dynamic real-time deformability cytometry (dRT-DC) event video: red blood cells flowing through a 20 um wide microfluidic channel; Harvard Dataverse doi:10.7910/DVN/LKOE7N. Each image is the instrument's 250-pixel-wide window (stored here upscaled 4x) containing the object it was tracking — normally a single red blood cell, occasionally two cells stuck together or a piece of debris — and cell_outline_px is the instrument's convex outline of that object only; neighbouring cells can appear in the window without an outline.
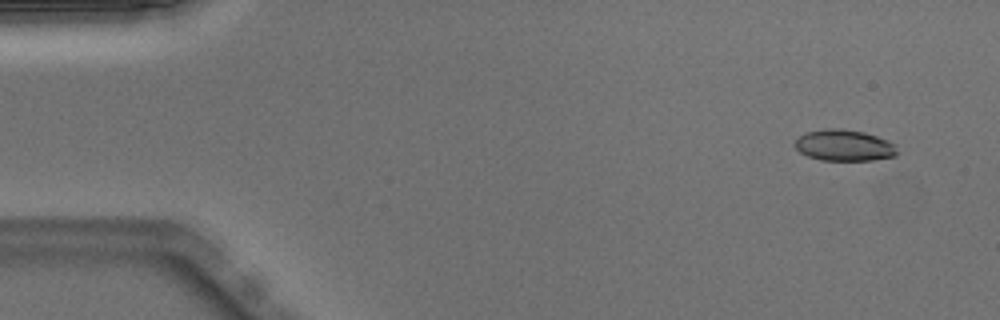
{"species": "Egyptian fruit bat (a non-hibernating species)", "species_latin": "Rousettus aegyptiacus", "temperature_condition": "warm", "stored_images_in_passage": 48, "camera_frame_rate_fps": 3000, "um_per_image_px": 0.085, "animal": {"sex": "male"}, "frame": {"image": 1, "passage_image": 1, "time_ms": 0.0, "image_size_px": [1000, 320], "cell_outline_px": [[896, 156], [872, 160], [820, 160], [808, 156], [800, 152], [792, 144], [800, 136], [808, 132], [824, 128], [840, 128], [864, 132], [888, 140], [896, 144]], "centroid_in_image_um": [71.75, 12.35], "position_along_channel_um": 13.2, "area_um2": 18.67}}
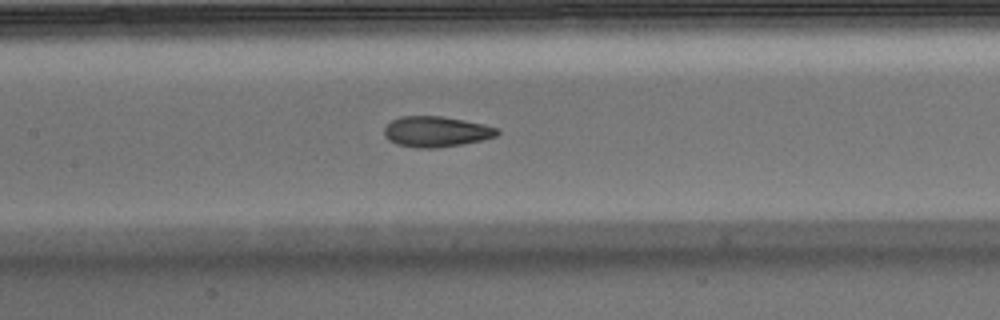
{"frame": {"image": 2, "passage_image": 21, "time_ms": 6.667, "image_size_px": [1000, 320], "cell_outline_px": [[500, 132], [496, 136], [480, 140], [440, 148], [416, 148], [396, 144], [388, 140], [384, 136], [384, 128], [392, 120], [400, 116], [444, 116], [484, 124], [500, 128]], "centroid_in_image_um": [37.06, 11.18], "position_along_channel_um": 170.3, "area_um2": 20.29}}
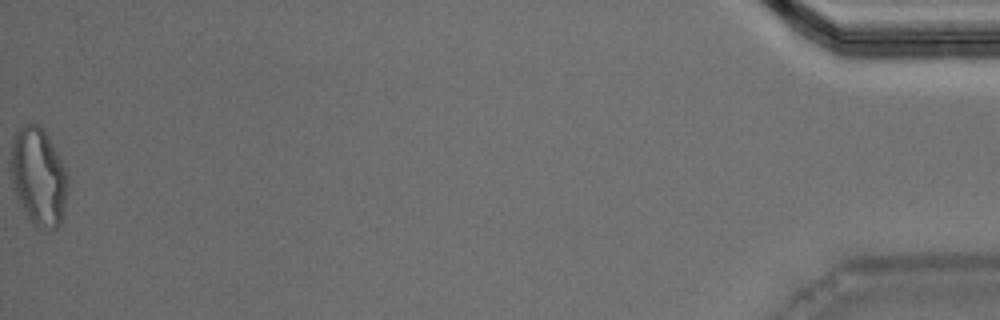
{"frame": {"image": 3, "passage_image": 48, "time_ms": 15.667, "image_size_px": [1000, 320], "cell_outline_px": [[68, 184], [60, 224], [52, 232], [36, 228], [32, 224], [16, 196], [12, 180], [12, 136], [24, 124], [36, 124], [48, 136], [68, 172]], "centroid_in_image_um": [3.29, 15.06], "position_along_channel_um": 431.9, "area_um2": 32.25}, "authors_computed_cell_mechanics": {"area_um2": 20.2589, "velocity_mm_per_s": 4.0174, "shape_relaxation_time_tau1_ms": 7.4617, "shape_relaxation_time_tau2_ms": 1.4974, "deformation_change_tau1": 0.2225, "deformation_change_tau2": 0.0745}}